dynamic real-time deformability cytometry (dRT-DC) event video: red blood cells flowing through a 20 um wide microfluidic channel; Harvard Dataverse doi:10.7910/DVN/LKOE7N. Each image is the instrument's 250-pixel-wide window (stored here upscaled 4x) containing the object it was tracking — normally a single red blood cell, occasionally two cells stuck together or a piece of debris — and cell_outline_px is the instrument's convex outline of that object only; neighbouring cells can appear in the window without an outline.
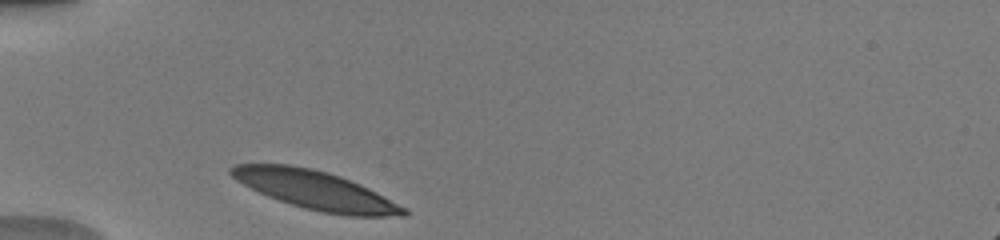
{"species": "human", "species_latin": "Homo sapiens", "temperature_condition": "warm", "stored_images_in_passage": 29, "camera_frame_rate_fps": 3000, "um_per_image_px": 0.085, "donor": {"sex": "male"}, "frame": {"image": 1, "passage_image": 1, "time_ms": 0.0, "image_size_px": [1000, 240], "cell_outline_px": [[408, 216], [348, 216], [324, 212], [304, 208], [268, 196], [236, 180], [228, 172], [228, 168], [236, 164], [288, 164], [312, 168], [328, 172], [340, 176], [360, 184], [376, 192], [404, 208], [408, 212]], "centroid_in_image_um": [26.8, 16.15], "position_along_channel_um": 58.2, "area_um2": 38.26}}
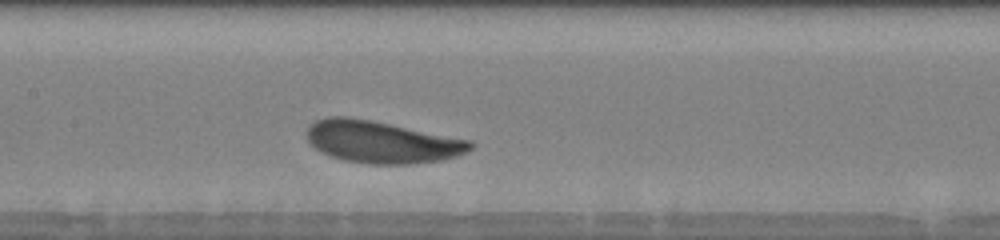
{"frame": {"image": 2, "passage_image": 11, "time_ms": 3.333, "image_size_px": [1000, 240], "cell_outline_px": [[472, 148], [456, 156], [440, 160], [412, 164], [364, 164], [344, 160], [328, 156], [320, 152], [308, 140], [308, 128], [316, 120], [328, 116], [344, 116], [372, 120], [472, 140]], "centroid_in_image_um": [32.43, 12.07], "position_along_channel_um": 175.0, "area_um2": 40.11}}
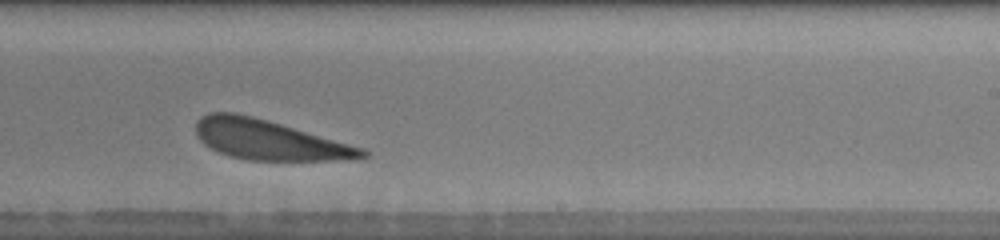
{"frame": {"image": 3, "passage_image": 18, "time_ms": 5.667, "image_size_px": [1000, 240], "cell_outline_px": [[368, 156], [348, 160], [248, 160], [228, 156], [204, 144], [196, 136], [196, 120], [200, 116], [208, 112], [232, 112], [252, 116], [268, 120], [364, 148], [368, 152]], "centroid_in_image_um": [22.84, 11.89], "position_along_channel_um": 266.2, "area_um2": 38.55}, "authors_computed_cell_mechanics": {"area_um2": 39.9976, "velocity_mm_per_s": 3.9126, "shape_relaxation_time_tau1_ms": 1.2989, "shape_relaxation_time_tau2_ms": 6.0767, "deformation_change_tau1": 0.1068, "deformation_change_tau2": 0.1901}}